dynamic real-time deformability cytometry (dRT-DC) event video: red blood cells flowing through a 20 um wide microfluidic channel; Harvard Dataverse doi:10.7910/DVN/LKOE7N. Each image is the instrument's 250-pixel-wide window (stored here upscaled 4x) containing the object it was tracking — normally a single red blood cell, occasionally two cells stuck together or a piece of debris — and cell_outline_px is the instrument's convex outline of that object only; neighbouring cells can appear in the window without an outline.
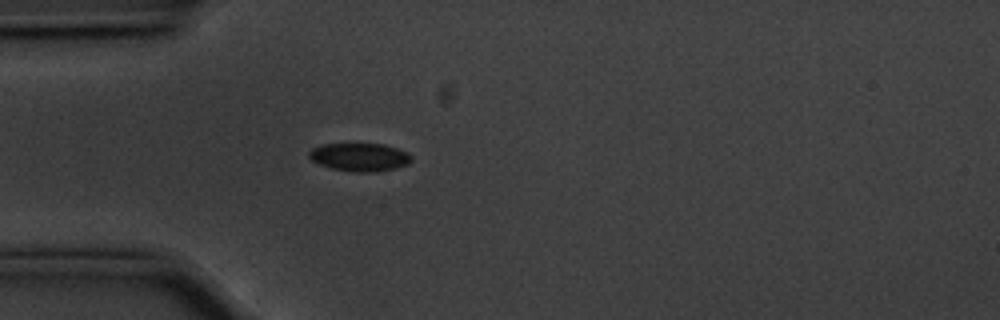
{"species": "common noctule bat (a hibernating species)", "species_latin": "Nyctalus noctula", "temperature_condition": "cold", "stored_images_in_passage": 41, "camera_frame_rate_fps": 3000, "um_per_image_px": 0.085, "animal": {"sex": "male", "body_mass_g": 20.1, "forearm_length_mm": 53.5}, "frame": {"image": 1, "passage_image": 1, "time_ms": 0.0, "image_size_px": [1000, 320], "cell_outline_px": [[412, 160], [408, 164], [396, 168], [376, 172], [356, 172], [332, 168], [320, 164], [312, 160], [308, 156], [308, 152], [312, 148], [324, 144], [384, 144], [408, 152], [412, 156]], "centroid_in_image_um": [30.6, 13.35], "position_along_channel_um": 54.4, "area_um2": 16.76}}
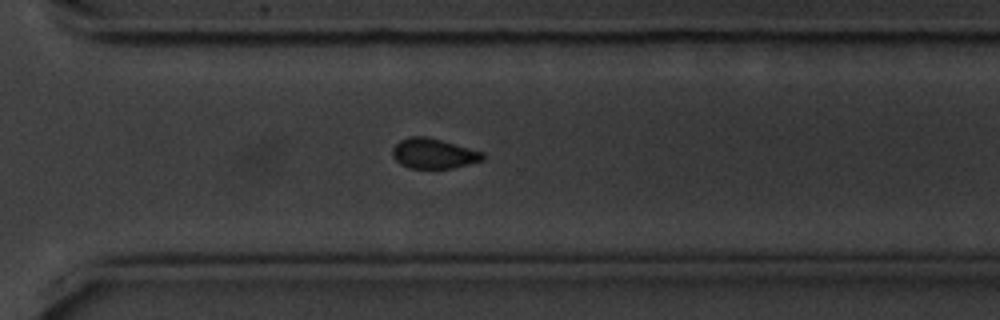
{"frame": {"image": 2, "passage_image": 25, "time_ms": 8.0, "image_size_px": [1000, 320], "cell_outline_px": [[484, 160], [452, 168], [408, 168], [400, 164], [392, 156], [392, 148], [400, 140], [408, 136], [428, 136], [484, 152]], "centroid_in_image_um": [36.84, 13.04], "position_along_channel_um": 333.8, "area_um2": 15.95}}
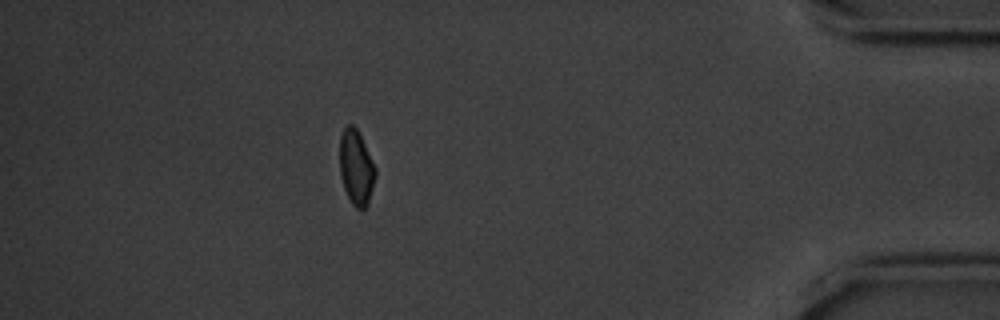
{"frame": {"image": 3, "passage_image": 35, "time_ms": 11.333, "image_size_px": [1000, 320], "cell_outline_px": [[376, 176], [368, 204], [364, 208], [356, 208], [352, 204], [344, 188], [340, 176], [340, 136], [344, 128], [348, 124], [352, 124], [356, 128], [376, 168]], "centroid_in_image_um": [30.27, 14.25], "position_along_channel_um": 404.9, "area_um2": 15.43}, "authors_computed_cell_mechanics": {"area_um2": 16.5886, "velocity_mm_per_s": 3.5547, "shape_relaxation_time_tau1_ms": 2.5984, "shape_relaxation_time_tau2_ms": 5.4586, "deformation_change_tau1": 0.054, "deformation_change_tau2": 0.0788}}